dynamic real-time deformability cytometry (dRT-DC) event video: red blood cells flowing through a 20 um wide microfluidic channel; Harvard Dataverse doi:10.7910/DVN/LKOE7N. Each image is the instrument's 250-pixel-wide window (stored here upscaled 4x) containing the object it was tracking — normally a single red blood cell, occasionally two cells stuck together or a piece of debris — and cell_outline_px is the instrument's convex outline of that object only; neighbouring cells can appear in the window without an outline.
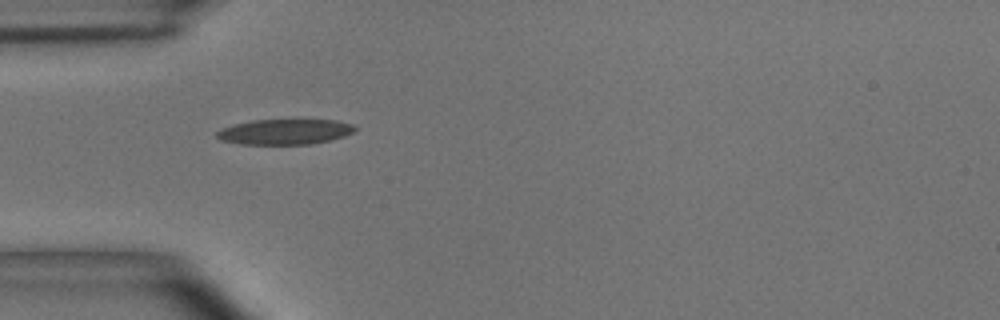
{"species": "common noctule bat (a hibernating species)", "species_latin": "Nyctalus noctula", "temperature_condition": "room temperature", "stored_images_in_passage": 39, "camera_frame_rate_fps": 3000, "um_per_image_px": 0.085, "animal": {"sex": "male", "body_mass_g": 15.6}, "frame": {"image": 1, "passage_image": 1, "time_ms": 0.0, "image_size_px": [1000, 320], "cell_outline_px": [[356, 128], [352, 132], [344, 136], [312, 144], [240, 144], [220, 140], [216, 136], [216, 132], [220, 128], [252, 120], [336, 120], [352, 124]], "centroid_in_image_um": [24.17, 11.2], "position_along_channel_um": 60.8, "area_um2": 20.29}}
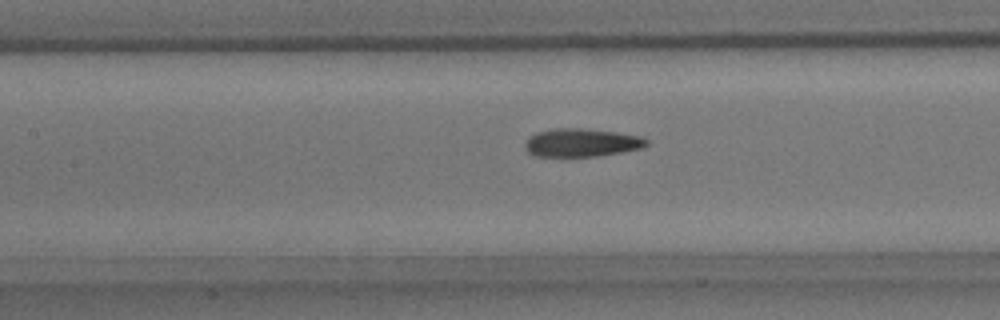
{"frame": {"image": 2, "passage_image": 9, "time_ms": 2.667, "image_size_px": [1000, 320], "cell_outline_px": [[648, 144], [640, 148], [620, 152], [596, 156], [532, 156], [524, 148], [524, 144], [528, 136], [536, 132], [552, 128], [580, 128], [616, 132], [640, 136], [648, 140]], "centroid_in_image_um": [49.36, 12.12], "position_along_channel_um": 158.0, "area_um2": 20.0}}
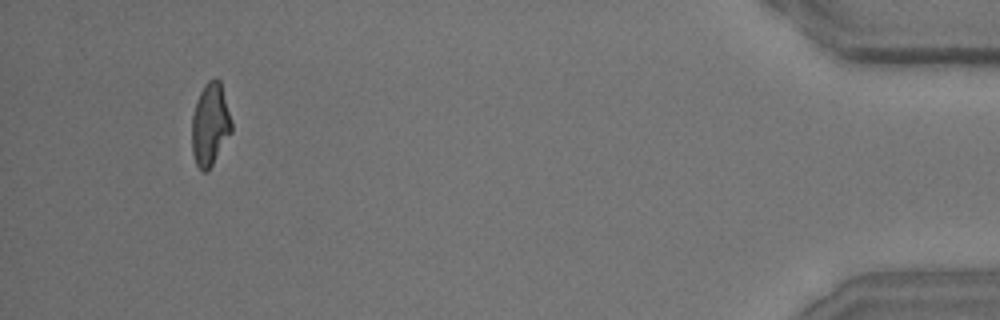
{"frame": {"image": 3, "passage_image": 36, "time_ms": 11.667, "image_size_px": [1000, 320], "cell_outline_px": [[232, 132], [208, 172], [204, 172], [196, 164], [192, 152], [192, 116], [200, 92], [204, 84], [208, 80], [216, 76], [220, 80], [232, 124]], "centroid_in_image_um": [17.86, 10.58], "position_along_channel_um": 417.3, "area_um2": 19.07}, "authors_computed_cell_mechanics": {"area_um2": 20.1722, "velocity_mm_per_s": 3.67, "shape_relaxation_time_tau1_ms": 5.9826, "shape_relaxation_time_tau2_ms": 1.9481, "deformation_change_tau1": 0.1841, "deformation_change_tau2": 0.1045}}